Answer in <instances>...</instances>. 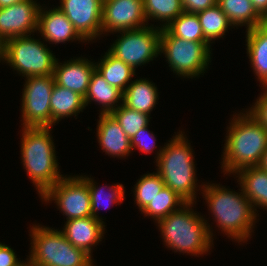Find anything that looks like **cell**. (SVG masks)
Instances as JSON below:
<instances>
[{
	"label": "cell",
	"mask_w": 267,
	"mask_h": 266,
	"mask_svg": "<svg viewBox=\"0 0 267 266\" xmlns=\"http://www.w3.org/2000/svg\"><path fill=\"white\" fill-rule=\"evenodd\" d=\"M201 186V193L204 194L218 228L238 243L247 241L252 235L257 213L242 189L237 193L214 183Z\"/></svg>",
	"instance_id": "6da1fadb"
},
{
	"label": "cell",
	"mask_w": 267,
	"mask_h": 266,
	"mask_svg": "<svg viewBox=\"0 0 267 266\" xmlns=\"http://www.w3.org/2000/svg\"><path fill=\"white\" fill-rule=\"evenodd\" d=\"M245 112L235 115L229 123L221 163L224 174L257 166L267 149V130Z\"/></svg>",
	"instance_id": "7a4b0ae2"
},
{
	"label": "cell",
	"mask_w": 267,
	"mask_h": 266,
	"mask_svg": "<svg viewBox=\"0 0 267 266\" xmlns=\"http://www.w3.org/2000/svg\"><path fill=\"white\" fill-rule=\"evenodd\" d=\"M193 205L185 203L156 223L168 248L197 256L209 251L213 244V233L207 220L195 213L194 209L192 211Z\"/></svg>",
	"instance_id": "3957f363"
},
{
	"label": "cell",
	"mask_w": 267,
	"mask_h": 266,
	"mask_svg": "<svg viewBox=\"0 0 267 266\" xmlns=\"http://www.w3.org/2000/svg\"><path fill=\"white\" fill-rule=\"evenodd\" d=\"M51 127H23L21 158L40 196L63 178L58 170Z\"/></svg>",
	"instance_id": "277c9868"
},
{
	"label": "cell",
	"mask_w": 267,
	"mask_h": 266,
	"mask_svg": "<svg viewBox=\"0 0 267 266\" xmlns=\"http://www.w3.org/2000/svg\"><path fill=\"white\" fill-rule=\"evenodd\" d=\"M181 132V133H180ZM157 152V173L186 203H196L197 179L193 151L187 137L180 131Z\"/></svg>",
	"instance_id": "5b68a950"
},
{
	"label": "cell",
	"mask_w": 267,
	"mask_h": 266,
	"mask_svg": "<svg viewBox=\"0 0 267 266\" xmlns=\"http://www.w3.org/2000/svg\"><path fill=\"white\" fill-rule=\"evenodd\" d=\"M29 258L36 266H95L92 256L73 246L61 230L33 225Z\"/></svg>",
	"instance_id": "8992f818"
},
{
	"label": "cell",
	"mask_w": 267,
	"mask_h": 266,
	"mask_svg": "<svg viewBox=\"0 0 267 266\" xmlns=\"http://www.w3.org/2000/svg\"><path fill=\"white\" fill-rule=\"evenodd\" d=\"M209 42H195L173 36L166 28L161 29L160 51L164 53L171 70L178 76L192 78L205 73L211 62Z\"/></svg>",
	"instance_id": "52a82bcc"
},
{
	"label": "cell",
	"mask_w": 267,
	"mask_h": 266,
	"mask_svg": "<svg viewBox=\"0 0 267 266\" xmlns=\"http://www.w3.org/2000/svg\"><path fill=\"white\" fill-rule=\"evenodd\" d=\"M57 58L42 41L28 36L3 44V61L24 77L53 75Z\"/></svg>",
	"instance_id": "ba28073f"
},
{
	"label": "cell",
	"mask_w": 267,
	"mask_h": 266,
	"mask_svg": "<svg viewBox=\"0 0 267 266\" xmlns=\"http://www.w3.org/2000/svg\"><path fill=\"white\" fill-rule=\"evenodd\" d=\"M121 36L111 45L108 51L134 70L160 53L161 28L145 26L139 29L119 31Z\"/></svg>",
	"instance_id": "9c48e42d"
},
{
	"label": "cell",
	"mask_w": 267,
	"mask_h": 266,
	"mask_svg": "<svg viewBox=\"0 0 267 266\" xmlns=\"http://www.w3.org/2000/svg\"><path fill=\"white\" fill-rule=\"evenodd\" d=\"M22 92L23 127H52L50 99L53 75L26 77Z\"/></svg>",
	"instance_id": "30bf717a"
},
{
	"label": "cell",
	"mask_w": 267,
	"mask_h": 266,
	"mask_svg": "<svg viewBox=\"0 0 267 266\" xmlns=\"http://www.w3.org/2000/svg\"><path fill=\"white\" fill-rule=\"evenodd\" d=\"M41 199L46 202L54 200L58 209L67 216L66 220L92 216L88 184L78 175L64 176Z\"/></svg>",
	"instance_id": "8fae6325"
},
{
	"label": "cell",
	"mask_w": 267,
	"mask_h": 266,
	"mask_svg": "<svg viewBox=\"0 0 267 266\" xmlns=\"http://www.w3.org/2000/svg\"><path fill=\"white\" fill-rule=\"evenodd\" d=\"M145 22L143 0H103L102 34L139 29Z\"/></svg>",
	"instance_id": "7c38bea8"
},
{
	"label": "cell",
	"mask_w": 267,
	"mask_h": 266,
	"mask_svg": "<svg viewBox=\"0 0 267 266\" xmlns=\"http://www.w3.org/2000/svg\"><path fill=\"white\" fill-rule=\"evenodd\" d=\"M40 4L33 0H25L0 8V41L28 36L38 29V13Z\"/></svg>",
	"instance_id": "4fadbf2b"
},
{
	"label": "cell",
	"mask_w": 267,
	"mask_h": 266,
	"mask_svg": "<svg viewBox=\"0 0 267 266\" xmlns=\"http://www.w3.org/2000/svg\"><path fill=\"white\" fill-rule=\"evenodd\" d=\"M60 9L84 39L92 41L102 35L103 0H61Z\"/></svg>",
	"instance_id": "5bb4252c"
},
{
	"label": "cell",
	"mask_w": 267,
	"mask_h": 266,
	"mask_svg": "<svg viewBox=\"0 0 267 266\" xmlns=\"http://www.w3.org/2000/svg\"><path fill=\"white\" fill-rule=\"evenodd\" d=\"M94 70L95 63L86 58H71L70 61L68 60L63 64L56 60L53 76L57 85L65 87L85 97Z\"/></svg>",
	"instance_id": "9a60e30c"
},
{
	"label": "cell",
	"mask_w": 267,
	"mask_h": 266,
	"mask_svg": "<svg viewBox=\"0 0 267 266\" xmlns=\"http://www.w3.org/2000/svg\"><path fill=\"white\" fill-rule=\"evenodd\" d=\"M37 30L44 37L43 39L49 43H65V41L70 40H81V42H84V39L74 29L71 21L57 7L45 11L40 6Z\"/></svg>",
	"instance_id": "2e32d148"
},
{
	"label": "cell",
	"mask_w": 267,
	"mask_h": 266,
	"mask_svg": "<svg viewBox=\"0 0 267 266\" xmlns=\"http://www.w3.org/2000/svg\"><path fill=\"white\" fill-rule=\"evenodd\" d=\"M61 232L73 246L91 256L93 246L102 241L105 224L93 216H88L67 220Z\"/></svg>",
	"instance_id": "e0dca14e"
},
{
	"label": "cell",
	"mask_w": 267,
	"mask_h": 266,
	"mask_svg": "<svg viewBox=\"0 0 267 266\" xmlns=\"http://www.w3.org/2000/svg\"><path fill=\"white\" fill-rule=\"evenodd\" d=\"M97 138L103 152L113 157H126L132 150L131 140L111 114H99Z\"/></svg>",
	"instance_id": "ac0fdd59"
},
{
	"label": "cell",
	"mask_w": 267,
	"mask_h": 266,
	"mask_svg": "<svg viewBox=\"0 0 267 266\" xmlns=\"http://www.w3.org/2000/svg\"><path fill=\"white\" fill-rule=\"evenodd\" d=\"M247 54L263 88H267V28L259 25L246 30Z\"/></svg>",
	"instance_id": "d6986e66"
},
{
	"label": "cell",
	"mask_w": 267,
	"mask_h": 266,
	"mask_svg": "<svg viewBox=\"0 0 267 266\" xmlns=\"http://www.w3.org/2000/svg\"><path fill=\"white\" fill-rule=\"evenodd\" d=\"M235 174L238 176L242 192L255 207L267 210V172L258 166L240 169Z\"/></svg>",
	"instance_id": "ffe728a7"
},
{
	"label": "cell",
	"mask_w": 267,
	"mask_h": 266,
	"mask_svg": "<svg viewBox=\"0 0 267 266\" xmlns=\"http://www.w3.org/2000/svg\"><path fill=\"white\" fill-rule=\"evenodd\" d=\"M131 82L123 92L122 103L130 109L150 115L155 105L158 104L157 87L145 78Z\"/></svg>",
	"instance_id": "44dd1931"
},
{
	"label": "cell",
	"mask_w": 267,
	"mask_h": 266,
	"mask_svg": "<svg viewBox=\"0 0 267 266\" xmlns=\"http://www.w3.org/2000/svg\"><path fill=\"white\" fill-rule=\"evenodd\" d=\"M92 101L102 105L101 114H110L117 109L119 103L123 101V92L117 87L108 84V82L94 70L90 78L87 94L84 97L85 106Z\"/></svg>",
	"instance_id": "7402d4cb"
},
{
	"label": "cell",
	"mask_w": 267,
	"mask_h": 266,
	"mask_svg": "<svg viewBox=\"0 0 267 266\" xmlns=\"http://www.w3.org/2000/svg\"><path fill=\"white\" fill-rule=\"evenodd\" d=\"M84 97L60 85L54 84L50 99L52 125L60 119L77 116L85 108Z\"/></svg>",
	"instance_id": "603a6c76"
},
{
	"label": "cell",
	"mask_w": 267,
	"mask_h": 266,
	"mask_svg": "<svg viewBox=\"0 0 267 266\" xmlns=\"http://www.w3.org/2000/svg\"><path fill=\"white\" fill-rule=\"evenodd\" d=\"M101 61L95 62V70L108 82L122 92L128 87V83L135 75L131 66L113 56L109 51L105 53Z\"/></svg>",
	"instance_id": "cb8c5ba5"
},
{
	"label": "cell",
	"mask_w": 267,
	"mask_h": 266,
	"mask_svg": "<svg viewBox=\"0 0 267 266\" xmlns=\"http://www.w3.org/2000/svg\"><path fill=\"white\" fill-rule=\"evenodd\" d=\"M217 5L227 15L233 26H247L246 30L262 25V17L251 0H217Z\"/></svg>",
	"instance_id": "d4e9b609"
},
{
	"label": "cell",
	"mask_w": 267,
	"mask_h": 266,
	"mask_svg": "<svg viewBox=\"0 0 267 266\" xmlns=\"http://www.w3.org/2000/svg\"><path fill=\"white\" fill-rule=\"evenodd\" d=\"M204 38L212 43L216 38H223L229 27H234L227 15L216 4L197 13Z\"/></svg>",
	"instance_id": "484cf974"
},
{
	"label": "cell",
	"mask_w": 267,
	"mask_h": 266,
	"mask_svg": "<svg viewBox=\"0 0 267 266\" xmlns=\"http://www.w3.org/2000/svg\"><path fill=\"white\" fill-rule=\"evenodd\" d=\"M87 184L89 187V192H90V199H91V212L92 216L96 218L97 220L102 221L103 219L100 218L97 214L98 210H100V207L103 208H109L111 204H121L122 201H124V186L122 184H114L111 187L108 186L109 192L108 195L104 194V189L105 187H98L96 186V183L94 180L88 177V176H80ZM105 198V199H104ZM104 200H106V204H104ZM104 204V205H103ZM101 205V206H100Z\"/></svg>",
	"instance_id": "4316f807"
},
{
	"label": "cell",
	"mask_w": 267,
	"mask_h": 266,
	"mask_svg": "<svg viewBox=\"0 0 267 266\" xmlns=\"http://www.w3.org/2000/svg\"><path fill=\"white\" fill-rule=\"evenodd\" d=\"M143 5L147 24L148 19H158V21L164 22L160 26L161 29L166 28L184 12L182 0H143Z\"/></svg>",
	"instance_id": "83f0119b"
},
{
	"label": "cell",
	"mask_w": 267,
	"mask_h": 266,
	"mask_svg": "<svg viewBox=\"0 0 267 266\" xmlns=\"http://www.w3.org/2000/svg\"><path fill=\"white\" fill-rule=\"evenodd\" d=\"M185 203L186 202L174 191L164 186L159 194L156 195L153 201H151L141 213H144L145 216H150L157 222L168 216L171 212L178 210L179 207Z\"/></svg>",
	"instance_id": "f1b7e54d"
},
{
	"label": "cell",
	"mask_w": 267,
	"mask_h": 266,
	"mask_svg": "<svg viewBox=\"0 0 267 266\" xmlns=\"http://www.w3.org/2000/svg\"><path fill=\"white\" fill-rule=\"evenodd\" d=\"M166 29L175 37L187 41L208 42L204 38L198 15L194 13L183 12L179 17L173 20Z\"/></svg>",
	"instance_id": "f546056e"
},
{
	"label": "cell",
	"mask_w": 267,
	"mask_h": 266,
	"mask_svg": "<svg viewBox=\"0 0 267 266\" xmlns=\"http://www.w3.org/2000/svg\"><path fill=\"white\" fill-rule=\"evenodd\" d=\"M110 114L129 138H132L141 128L149 125V118H151L150 115L130 109L123 103H120L119 107Z\"/></svg>",
	"instance_id": "4dcf8cb0"
},
{
	"label": "cell",
	"mask_w": 267,
	"mask_h": 266,
	"mask_svg": "<svg viewBox=\"0 0 267 266\" xmlns=\"http://www.w3.org/2000/svg\"><path fill=\"white\" fill-rule=\"evenodd\" d=\"M164 186L165 184L157 172L145 174L138 180L134 187V199L140 211L153 201Z\"/></svg>",
	"instance_id": "1f68e13d"
},
{
	"label": "cell",
	"mask_w": 267,
	"mask_h": 266,
	"mask_svg": "<svg viewBox=\"0 0 267 266\" xmlns=\"http://www.w3.org/2000/svg\"><path fill=\"white\" fill-rule=\"evenodd\" d=\"M154 136L153 132L148 130V125L141 128L132 138H130L132 150L137 147L141 152L150 154L153 152V149H156L157 147L155 146L156 138ZM149 140L152 141L150 142Z\"/></svg>",
	"instance_id": "d6a6232c"
},
{
	"label": "cell",
	"mask_w": 267,
	"mask_h": 266,
	"mask_svg": "<svg viewBox=\"0 0 267 266\" xmlns=\"http://www.w3.org/2000/svg\"><path fill=\"white\" fill-rule=\"evenodd\" d=\"M247 112L267 130V88H263V93Z\"/></svg>",
	"instance_id": "836d02e7"
},
{
	"label": "cell",
	"mask_w": 267,
	"mask_h": 266,
	"mask_svg": "<svg viewBox=\"0 0 267 266\" xmlns=\"http://www.w3.org/2000/svg\"><path fill=\"white\" fill-rule=\"evenodd\" d=\"M217 4V0H182L184 12L197 14Z\"/></svg>",
	"instance_id": "e575fe53"
},
{
	"label": "cell",
	"mask_w": 267,
	"mask_h": 266,
	"mask_svg": "<svg viewBox=\"0 0 267 266\" xmlns=\"http://www.w3.org/2000/svg\"><path fill=\"white\" fill-rule=\"evenodd\" d=\"M16 257L12 248L0 243V266H16L21 261Z\"/></svg>",
	"instance_id": "d590c367"
},
{
	"label": "cell",
	"mask_w": 267,
	"mask_h": 266,
	"mask_svg": "<svg viewBox=\"0 0 267 266\" xmlns=\"http://www.w3.org/2000/svg\"><path fill=\"white\" fill-rule=\"evenodd\" d=\"M256 12L263 18L267 13V0H251Z\"/></svg>",
	"instance_id": "8d00e7d4"
},
{
	"label": "cell",
	"mask_w": 267,
	"mask_h": 266,
	"mask_svg": "<svg viewBox=\"0 0 267 266\" xmlns=\"http://www.w3.org/2000/svg\"><path fill=\"white\" fill-rule=\"evenodd\" d=\"M261 170L267 172V149L263 152L259 164L257 165Z\"/></svg>",
	"instance_id": "74e56055"
},
{
	"label": "cell",
	"mask_w": 267,
	"mask_h": 266,
	"mask_svg": "<svg viewBox=\"0 0 267 266\" xmlns=\"http://www.w3.org/2000/svg\"><path fill=\"white\" fill-rule=\"evenodd\" d=\"M23 1H25V0H0V8L7 7V6H10L12 4L20 3Z\"/></svg>",
	"instance_id": "f35d334b"
},
{
	"label": "cell",
	"mask_w": 267,
	"mask_h": 266,
	"mask_svg": "<svg viewBox=\"0 0 267 266\" xmlns=\"http://www.w3.org/2000/svg\"><path fill=\"white\" fill-rule=\"evenodd\" d=\"M27 261V263L20 261L16 266H36L30 258Z\"/></svg>",
	"instance_id": "ab89813d"
},
{
	"label": "cell",
	"mask_w": 267,
	"mask_h": 266,
	"mask_svg": "<svg viewBox=\"0 0 267 266\" xmlns=\"http://www.w3.org/2000/svg\"><path fill=\"white\" fill-rule=\"evenodd\" d=\"M3 60V43L0 41V61Z\"/></svg>",
	"instance_id": "60d3db41"
},
{
	"label": "cell",
	"mask_w": 267,
	"mask_h": 266,
	"mask_svg": "<svg viewBox=\"0 0 267 266\" xmlns=\"http://www.w3.org/2000/svg\"><path fill=\"white\" fill-rule=\"evenodd\" d=\"M262 25H264L267 28V13L265 16L262 18Z\"/></svg>",
	"instance_id": "b9f144b4"
}]
</instances>
